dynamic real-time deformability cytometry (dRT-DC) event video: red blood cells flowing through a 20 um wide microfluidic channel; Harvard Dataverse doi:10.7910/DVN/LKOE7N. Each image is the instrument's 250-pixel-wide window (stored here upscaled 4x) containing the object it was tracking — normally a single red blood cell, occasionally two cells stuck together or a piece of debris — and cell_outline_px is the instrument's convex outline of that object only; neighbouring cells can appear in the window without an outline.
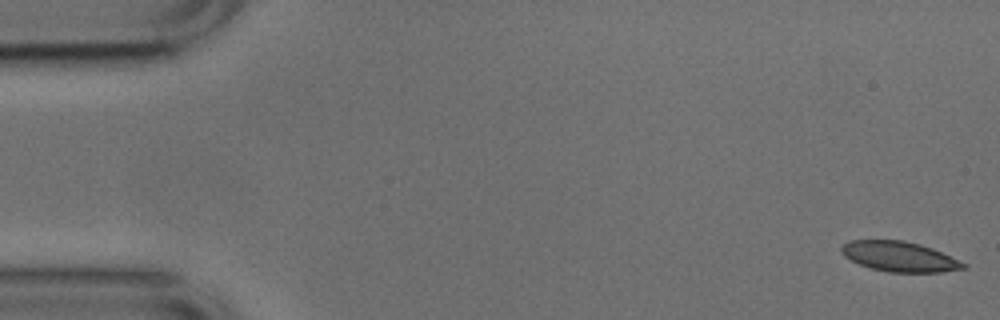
{"species": "common noctule bat (a hibernating species)", "species_latin": "Nyctalus noctula", "temperature_condition": "cold", "stored_images_in_passage": 19, "camera_frame_rate_fps": 3000, "um_per_image_px": 0.085, "animal": {"sex": "male", "body_mass_g": 17.9, "forearm_length_mm": 54.2}, "frame": {"image": 1, "passage_image": 1, "time_ms": 0.0, "image_size_px": [1000, 320], "cell_outline_px": [[968, 268], [940, 272], [888, 272], [868, 268], [844, 256], [840, 248], [848, 240], [904, 240], [920, 244], [932, 248], [968, 264]], "centroid_in_image_um": [76.47, 21.81], "position_along_channel_um": 8.5, "area_um2": 21.44}}
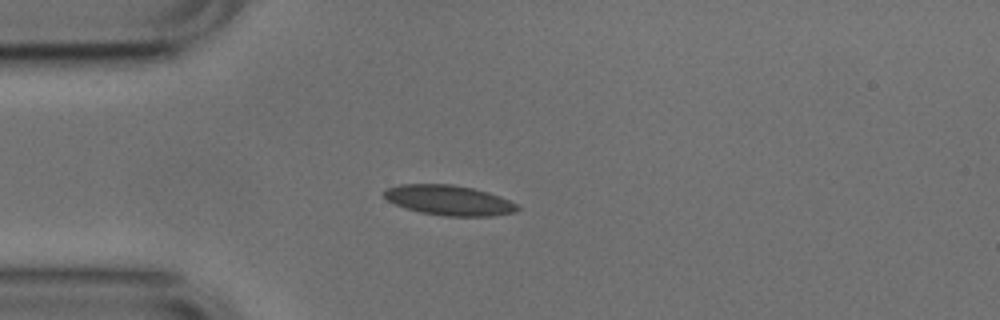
{"frame": {"image": 2, "passage_image": 13, "time_ms": 4.0, "image_size_px": [1000, 320], "cell_outline_px": [[520, 208], [516, 212], [492, 216], [444, 216], [420, 212], [396, 204], [388, 200], [384, 196], [384, 192], [388, 188], [400, 184], [452, 184], [472, 188], [488, 192], [500, 196], [516, 204]], "centroid_in_image_um": [38.2, 17.02], "position_along_channel_um": 46.8, "area_um2": 23.18}}